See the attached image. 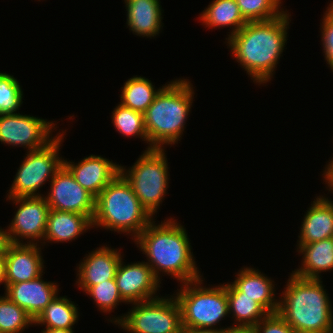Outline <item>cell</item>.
I'll list each match as a JSON object with an SVG mask.
<instances>
[{
  "mask_svg": "<svg viewBox=\"0 0 333 333\" xmlns=\"http://www.w3.org/2000/svg\"><path fill=\"white\" fill-rule=\"evenodd\" d=\"M190 333H221L220 330L213 329H197V330H188Z\"/></svg>",
  "mask_w": 333,
  "mask_h": 333,
  "instance_id": "obj_38",
  "label": "cell"
},
{
  "mask_svg": "<svg viewBox=\"0 0 333 333\" xmlns=\"http://www.w3.org/2000/svg\"><path fill=\"white\" fill-rule=\"evenodd\" d=\"M203 278L182 283L174 295L180 310L181 323L184 330L213 329L226 330L232 328H218L215 325L229 314L227 289L223 284L214 287L203 285ZM224 318V319H223Z\"/></svg>",
  "mask_w": 333,
  "mask_h": 333,
  "instance_id": "obj_6",
  "label": "cell"
},
{
  "mask_svg": "<svg viewBox=\"0 0 333 333\" xmlns=\"http://www.w3.org/2000/svg\"><path fill=\"white\" fill-rule=\"evenodd\" d=\"M78 307L66 296H56L34 320L35 325L72 329L78 322Z\"/></svg>",
  "mask_w": 333,
  "mask_h": 333,
  "instance_id": "obj_25",
  "label": "cell"
},
{
  "mask_svg": "<svg viewBox=\"0 0 333 333\" xmlns=\"http://www.w3.org/2000/svg\"><path fill=\"white\" fill-rule=\"evenodd\" d=\"M253 330L255 333H297L277 312L268 313Z\"/></svg>",
  "mask_w": 333,
  "mask_h": 333,
  "instance_id": "obj_33",
  "label": "cell"
},
{
  "mask_svg": "<svg viewBox=\"0 0 333 333\" xmlns=\"http://www.w3.org/2000/svg\"><path fill=\"white\" fill-rule=\"evenodd\" d=\"M287 12L272 20L247 22L237 33L226 38L231 55L258 85L273 78L287 43L290 23Z\"/></svg>",
  "mask_w": 333,
  "mask_h": 333,
  "instance_id": "obj_1",
  "label": "cell"
},
{
  "mask_svg": "<svg viewBox=\"0 0 333 333\" xmlns=\"http://www.w3.org/2000/svg\"><path fill=\"white\" fill-rule=\"evenodd\" d=\"M324 13L321 25L323 53L327 64L333 72V2L329 4Z\"/></svg>",
  "mask_w": 333,
  "mask_h": 333,
  "instance_id": "obj_32",
  "label": "cell"
},
{
  "mask_svg": "<svg viewBox=\"0 0 333 333\" xmlns=\"http://www.w3.org/2000/svg\"><path fill=\"white\" fill-rule=\"evenodd\" d=\"M41 333H74L73 329L49 328L45 327Z\"/></svg>",
  "mask_w": 333,
  "mask_h": 333,
  "instance_id": "obj_36",
  "label": "cell"
},
{
  "mask_svg": "<svg viewBox=\"0 0 333 333\" xmlns=\"http://www.w3.org/2000/svg\"><path fill=\"white\" fill-rule=\"evenodd\" d=\"M118 264L115 282L122 299L128 303H137L152 300L160 287V281L154 276L152 269L146 262Z\"/></svg>",
  "mask_w": 333,
  "mask_h": 333,
  "instance_id": "obj_13",
  "label": "cell"
},
{
  "mask_svg": "<svg viewBox=\"0 0 333 333\" xmlns=\"http://www.w3.org/2000/svg\"><path fill=\"white\" fill-rule=\"evenodd\" d=\"M180 333H190L188 330H182Z\"/></svg>",
  "mask_w": 333,
  "mask_h": 333,
  "instance_id": "obj_39",
  "label": "cell"
},
{
  "mask_svg": "<svg viewBox=\"0 0 333 333\" xmlns=\"http://www.w3.org/2000/svg\"><path fill=\"white\" fill-rule=\"evenodd\" d=\"M132 305L127 314L110 318L127 333H180L183 330L180 306L173 295Z\"/></svg>",
  "mask_w": 333,
  "mask_h": 333,
  "instance_id": "obj_8",
  "label": "cell"
},
{
  "mask_svg": "<svg viewBox=\"0 0 333 333\" xmlns=\"http://www.w3.org/2000/svg\"><path fill=\"white\" fill-rule=\"evenodd\" d=\"M164 151L158 148L145 150L129 169L120 165V174L152 217L158 212L169 185L168 161Z\"/></svg>",
  "mask_w": 333,
  "mask_h": 333,
  "instance_id": "obj_7",
  "label": "cell"
},
{
  "mask_svg": "<svg viewBox=\"0 0 333 333\" xmlns=\"http://www.w3.org/2000/svg\"><path fill=\"white\" fill-rule=\"evenodd\" d=\"M56 123L30 115L17 113L0 114V142L26 148L27 151L46 147L56 136L52 130ZM51 136V137H50Z\"/></svg>",
  "mask_w": 333,
  "mask_h": 333,
  "instance_id": "obj_10",
  "label": "cell"
},
{
  "mask_svg": "<svg viewBox=\"0 0 333 333\" xmlns=\"http://www.w3.org/2000/svg\"><path fill=\"white\" fill-rule=\"evenodd\" d=\"M0 284H4L6 290L5 256H0Z\"/></svg>",
  "mask_w": 333,
  "mask_h": 333,
  "instance_id": "obj_35",
  "label": "cell"
},
{
  "mask_svg": "<svg viewBox=\"0 0 333 333\" xmlns=\"http://www.w3.org/2000/svg\"><path fill=\"white\" fill-rule=\"evenodd\" d=\"M221 333H255L253 328H230L221 331Z\"/></svg>",
  "mask_w": 333,
  "mask_h": 333,
  "instance_id": "obj_37",
  "label": "cell"
},
{
  "mask_svg": "<svg viewBox=\"0 0 333 333\" xmlns=\"http://www.w3.org/2000/svg\"><path fill=\"white\" fill-rule=\"evenodd\" d=\"M39 244L12 243L5 254L6 284L31 281L43 275Z\"/></svg>",
  "mask_w": 333,
  "mask_h": 333,
  "instance_id": "obj_17",
  "label": "cell"
},
{
  "mask_svg": "<svg viewBox=\"0 0 333 333\" xmlns=\"http://www.w3.org/2000/svg\"><path fill=\"white\" fill-rule=\"evenodd\" d=\"M112 123L120 134L125 137L137 136L148 143L144 125V113L123 106L121 103L112 112Z\"/></svg>",
  "mask_w": 333,
  "mask_h": 333,
  "instance_id": "obj_27",
  "label": "cell"
},
{
  "mask_svg": "<svg viewBox=\"0 0 333 333\" xmlns=\"http://www.w3.org/2000/svg\"><path fill=\"white\" fill-rule=\"evenodd\" d=\"M297 247L303 260L301 267L292 271L294 275L305 279H322V272L333 270V237L310 244H297Z\"/></svg>",
  "mask_w": 333,
  "mask_h": 333,
  "instance_id": "obj_22",
  "label": "cell"
},
{
  "mask_svg": "<svg viewBox=\"0 0 333 333\" xmlns=\"http://www.w3.org/2000/svg\"><path fill=\"white\" fill-rule=\"evenodd\" d=\"M12 244L7 229L0 227V256H5L9 246Z\"/></svg>",
  "mask_w": 333,
  "mask_h": 333,
  "instance_id": "obj_34",
  "label": "cell"
},
{
  "mask_svg": "<svg viewBox=\"0 0 333 333\" xmlns=\"http://www.w3.org/2000/svg\"><path fill=\"white\" fill-rule=\"evenodd\" d=\"M118 249L101 246L87 254L77 269V285L82 291L107 280L115 279L116 270L122 259Z\"/></svg>",
  "mask_w": 333,
  "mask_h": 333,
  "instance_id": "obj_16",
  "label": "cell"
},
{
  "mask_svg": "<svg viewBox=\"0 0 333 333\" xmlns=\"http://www.w3.org/2000/svg\"><path fill=\"white\" fill-rule=\"evenodd\" d=\"M153 219L119 174L96 197L92 225L117 233H131L134 240Z\"/></svg>",
  "mask_w": 333,
  "mask_h": 333,
  "instance_id": "obj_5",
  "label": "cell"
},
{
  "mask_svg": "<svg viewBox=\"0 0 333 333\" xmlns=\"http://www.w3.org/2000/svg\"><path fill=\"white\" fill-rule=\"evenodd\" d=\"M84 292L92 297L99 310L104 313L112 312L121 302L125 303L120 296L115 279L90 286Z\"/></svg>",
  "mask_w": 333,
  "mask_h": 333,
  "instance_id": "obj_31",
  "label": "cell"
},
{
  "mask_svg": "<svg viewBox=\"0 0 333 333\" xmlns=\"http://www.w3.org/2000/svg\"><path fill=\"white\" fill-rule=\"evenodd\" d=\"M63 164L73 174L77 183L95 198L120 174V165L102 156L90 155L78 163L63 160Z\"/></svg>",
  "mask_w": 333,
  "mask_h": 333,
  "instance_id": "obj_14",
  "label": "cell"
},
{
  "mask_svg": "<svg viewBox=\"0 0 333 333\" xmlns=\"http://www.w3.org/2000/svg\"><path fill=\"white\" fill-rule=\"evenodd\" d=\"M90 228H93L92 220L87 215L50 209L46 232L40 243L69 242Z\"/></svg>",
  "mask_w": 333,
  "mask_h": 333,
  "instance_id": "obj_21",
  "label": "cell"
},
{
  "mask_svg": "<svg viewBox=\"0 0 333 333\" xmlns=\"http://www.w3.org/2000/svg\"><path fill=\"white\" fill-rule=\"evenodd\" d=\"M23 91L13 75L0 72V114L16 113L23 101Z\"/></svg>",
  "mask_w": 333,
  "mask_h": 333,
  "instance_id": "obj_30",
  "label": "cell"
},
{
  "mask_svg": "<svg viewBox=\"0 0 333 333\" xmlns=\"http://www.w3.org/2000/svg\"><path fill=\"white\" fill-rule=\"evenodd\" d=\"M273 280L258 269L243 267L232 282L242 293L257 301L268 313H276L279 299L275 297Z\"/></svg>",
  "mask_w": 333,
  "mask_h": 333,
  "instance_id": "obj_20",
  "label": "cell"
},
{
  "mask_svg": "<svg viewBox=\"0 0 333 333\" xmlns=\"http://www.w3.org/2000/svg\"><path fill=\"white\" fill-rule=\"evenodd\" d=\"M49 182L50 190L44 197L50 209L80 213L93 219L96 198L76 182L64 164Z\"/></svg>",
  "mask_w": 333,
  "mask_h": 333,
  "instance_id": "obj_12",
  "label": "cell"
},
{
  "mask_svg": "<svg viewBox=\"0 0 333 333\" xmlns=\"http://www.w3.org/2000/svg\"><path fill=\"white\" fill-rule=\"evenodd\" d=\"M247 22L268 21L283 15L282 0H235ZM281 8V9H280ZM283 10V11H282Z\"/></svg>",
  "mask_w": 333,
  "mask_h": 333,
  "instance_id": "obj_29",
  "label": "cell"
},
{
  "mask_svg": "<svg viewBox=\"0 0 333 333\" xmlns=\"http://www.w3.org/2000/svg\"><path fill=\"white\" fill-rule=\"evenodd\" d=\"M190 82L184 78L168 82L144 112L147 150L164 149V145H174L181 140L195 94Z\"/></svg>",
  "mask_w": 333,
  "mask_h": 333,
  "instance_id": "obj_4",
  "label": "cell"
},
{
  "mask_svg": "<svg viewBox=\"0 0 333 333\" xmlns=\"http://www.w3.org/2000/svg\"><path fill=\"white\" fill-rule=\"evenodd\" d=\"M154 87L149 79L137 75L133 76L121 87L120 103L125 107L144 113L162 89L159 87L156 90Z\"/></svg>",
  "mask_w": 333,
  "mask_h": 333,
  "instance_id": "obj_26",
  "label": "cell"
},
{
  "mask_svg": "<svg viewBox=\"0 0 333 333\" xmlns=\"http://www.w3.org/2000/svg\"><path fill=\"white\" fill-rule=\"evenodd\" d=\"M34 319L21 307L12 302L5 294L0 296V332L21 333Z\"/></svg>",
  "mask_w": 333,
  "mask_h": 333,
  "instance_id": "obj_28",
  "label": "cell"
},
{
  "mask_svg": "<svg viewBox=\"0 0 333 333\" xmlns=\"http://www.w3.org/2000/svg\"><path fill=\"white\" fill-rule=\"evenodd\" d=\"M304 215L297 244H310L333 237V201L317 196Z\"/></svg>",
  "mask_w": 333,
  "mask_h": 333,
  "instance_id": "obj_18",
  "label": "cell"
},
{
  "mask_svg": "<svg viewBox=\"0 0 333 333\" xmlns=\"http://www.w3.org/2000/svg\"><path fill=\"white\" fill-rule=\"evenodd\" d=\"M224 285L227 289L229 314L235 319L232 328H253L268 314L257 301L243 296L233 283Z\"/></svg>",
  "mask_w": 333,
  "mask_h": 333,
  "instance_id": "obj_23",
  "label": "cell"
},
{
  "mask_svg": "<svg viewBox=\"0 0 333 333\" xmlns=\"http://www.w3.org/2000/svg\"><path fill=\"white\" fill-rule=\"evenodd\" d=\"M152 220L134 239L135 244L147 257L146 264L160 281V273L171 275L182 283L196 280L200 276L191 252V243L184 226L174 218L158 225ZM194 258V259H193ZM160 271V272H159Z\"/></svg>",
  "mask_w": 333,
  "mask_h": 333,
  "instance_id": "obj_2",
  "label": "cell"
},
{
  "mask_svg": "<svg viewBox=\"0 0 333 333\" xmlns=\"http://www.w3.org/2000/svg\"><path fill=\"white\" fill-rule=\"evenodd\" d=\"M58 290L56 283L44 281L41 275L31 281L6 284L4 294L35 320L58 295Z\"/></svg>",
  "mask_w": 333,
  "mask_h": 333,
  "instance_id": "obj_15",
  "label": "cell"
},
{
  "mask_svg": "<svg viewBox=\"0 0 333 333\" xmlns=\"http://www.w3.org/2000/svg\"><path fill=\"white\" fill-rule=\"evenodd\" d=\"M62 133L56 135V138L46 147L38 150L27 151L22 164L17 170L15 179L9 189L7 198L19 197H40L39 189L51 180L55 172L62 166L63 158H59V148L63 142ZM38 191V193H37Z\"/></svg>",
  "mask_w": 333,
  "mask_h": 333,
  "instance_id": "obj_9",
  "label": "cell"
},
{
  "mask_svg": "<svg viewBox=\"0 0 333 333\" xmlns=\"http://www.w3.org/2000/svg\"><path fill=\"white\" fill-rule=\"evenodd\" d=\"M200 15V21L208 28L232 27L229 37L247 23L235 0H213Z\"/></svg>",
  "mask_w": 333,
  "mask_h": 333,
  "instance_id": "obj_24",
  "label": "cell"
},
{
  "mask_svg": "<svg viewBox=\"0 0 333 333\" xmlns=\"http://www.w3.org/2000/svg\"><path fill=\"white\" fill-rule=\"evenodd\" d=\"M321 279L291 273L277 313L297 333H333V308Z\"/></svg>",
  "mask_w": 333,
  "mask_h": 333,
  "instance_id": "obj_3",
  "label": "cell"
},
{
  "mask_svg": "<svg viewBox=\"0 0 333 333\" xmlns=\"http://www.w3.org/2000/svg\"><path fill=\"white\" fill-rule=\"evenodd\" d=\"M7 200L19 206L7 229L11 242L23 244V239H27L28 242L26 241L25 244H37L39 240L43 241L50 210L46 198L44 196L19 197L7 198Z\"/></svg>",
  "mask_w": 333,
  "mask_h": 333,
  "instance_id": "obj_11",
  "label": "cell"
},
{
  "mask_svg": "<svg viewBox=\"0 0 333 333\" xmlns=\"http://www.w3.org/2000/svg\"><path fill=\"white\" fill-rule=\"evenodd\" d=\"M127 27L137 36L155 37L162 29L160 0H124Z\"/></svg>",
  "mask_w": 333,
  "mask_h": 333,
  "instance_id": "obj_19",
  "label": "cell"
}]
</instances>
